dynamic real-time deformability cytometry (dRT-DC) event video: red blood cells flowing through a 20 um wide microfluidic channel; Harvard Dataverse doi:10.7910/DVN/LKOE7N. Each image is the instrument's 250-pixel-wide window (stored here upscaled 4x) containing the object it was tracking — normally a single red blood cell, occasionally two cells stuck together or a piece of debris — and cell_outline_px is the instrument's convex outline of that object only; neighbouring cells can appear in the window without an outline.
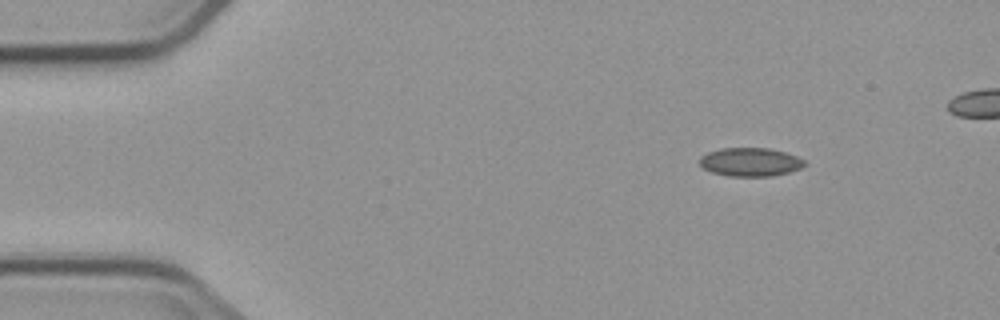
{"species": "common noctule bat (a hibernating species)", "species_latin": "Nyctalus noctula", "temperature_condition": "cold", "stored_images_in_passage": 6, "camera_frame_rate_fps": 3000, "um_per_image_px": 0.085, "animal": {"sex": "male", "body_mass_g": 23.1, "forearm_length_mm": 52.7}, "frame": {"image": 1, "passage_image": 2, "time_ms": 2.0, "image_size_px": [1000, 320], "cell_outline_px": [[804, 164], [800, 168], [788, 172], [772, 176], [728, 176], [712, 172], [704, 168], [700, 164], [700, 156], [708, 152], [720, 148], [768, 148], [784, 152], [796, 156], [804, 160]], "centroid_in_image_um": [63.74, 13.77], "position_along_channel_um": 21.3, "area_um2": 17.28}}
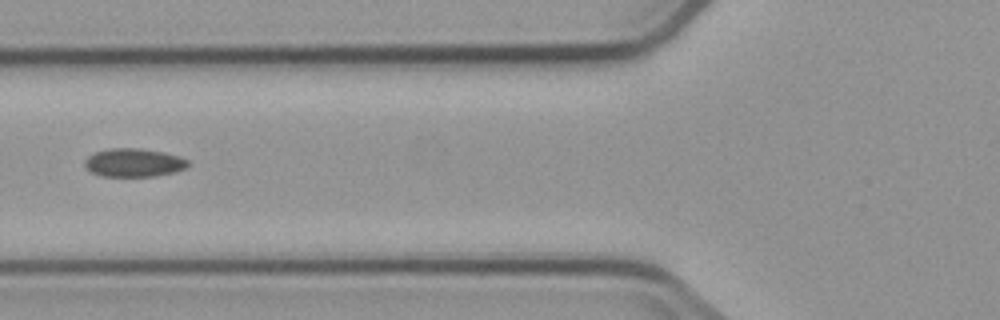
{"frame": {"image": 2, "passage_image": 6, "time_ms": 6.667, "image_size_px": [1000, 320], "cell_outline_px": [[188, 164], [184, 168], [172, 172], [156, 176], [100, 176], [92, 172], [84, 164], [84, 160], [88, 156], [96, 152], [112, 148], [136, 148], [160, 152], [176, 156], [188, 160]], "centroid_in_image_um": [11.32, 13.83], "position_along_channel_um": 114.5, "area_um2": 16.65}}